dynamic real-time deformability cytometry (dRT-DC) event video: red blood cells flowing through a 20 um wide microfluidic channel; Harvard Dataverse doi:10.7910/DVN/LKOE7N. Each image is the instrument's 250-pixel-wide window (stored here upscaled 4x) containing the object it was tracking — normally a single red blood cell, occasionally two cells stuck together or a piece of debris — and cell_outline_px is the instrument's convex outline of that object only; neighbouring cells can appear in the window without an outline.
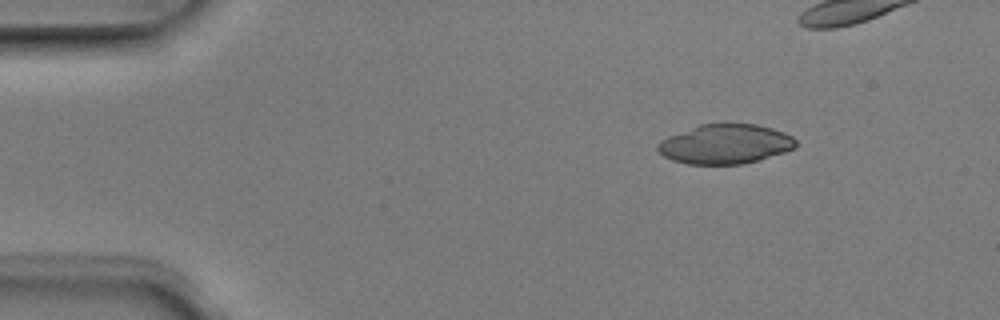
{"species": "Egyptian fruit bat (a non-hibernating species)", "species_latin": "Rousettus aegyptiacus", "temperature_condition": "room temperature", "stored_images_in_passage": 4, "camera_frame_rate_fps": 3000, "um_per_image_px": 0.085, "animal": {"sex": "male"}, "frame": {"image": 1, "passage_image": 1, "time_ms": 0.0, "image_size_px": [1000, 320], "cell_outline_px": [[796, 148], [760, 160], [744, 164], [688, 164], [672, 160], [664, 156], [656, 148], [656, 144], [660, 140], [668, 136], [700, 124], [756, 124], [772, 128], [784, 132], [792, 136], [796, 140]], "centroid_in_image_um": [61.65, 12.25], "position_along_channel_um": 23.4, "area_um2": 31.91}}